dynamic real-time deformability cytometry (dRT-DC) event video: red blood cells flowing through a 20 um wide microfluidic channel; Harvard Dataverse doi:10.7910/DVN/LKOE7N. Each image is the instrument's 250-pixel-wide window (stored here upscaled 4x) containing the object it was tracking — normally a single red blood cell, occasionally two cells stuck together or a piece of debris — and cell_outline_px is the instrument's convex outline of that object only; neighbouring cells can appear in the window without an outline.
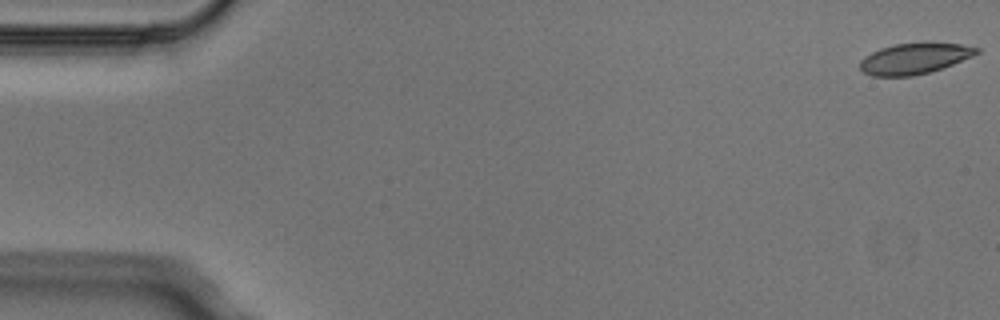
{"species": "Egyptian fruit bat (a non-hibernating species)", "species_latin": "Rousettus aegyptiacus", "temperature_condition": "cold", "stored_images_in_passage": 4, "camera_frame_rate_fps": 3000, "um_per_image_px": 0.085, "animal": {"sex": "male"}, "frame": {"image": 1, "passage_image": 1, "time_ms": 0.0, "image_size_px": [1000, 320], "cell_outline_px": [[980, 52], [972, 56], [952, 64], [928, 72], [912, 76], [872, 76], [864, 72], [860, 68], [860, 60], [864, 56], [880, 48], [896, 44], [924, 40], [960, 44], [980, 48]], "centroid_in_image_um": [77.73, 4.93], "position_along_channel_um": 7.3, "area_um2": 21.33}}
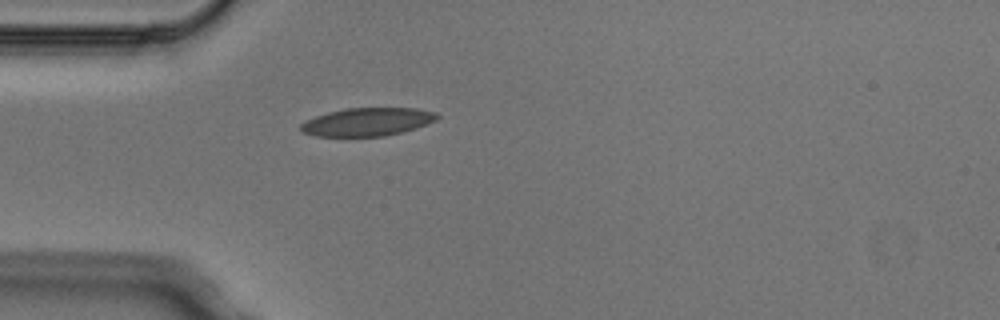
{"frame": {"image": 2, "passage_image": 4, "time_ms": 1.0, "image_size_px": [1000, 320], "cell_outline_px": [[440, 116], [436, 120], [416, 128], [384, 136], [316, 136], [304, 132], [300, 128], [300, 124], [316, 116], [328, 112], [344, 108], [416, 108], [436, 112]], "centroid_in_image_um": [31.25, 10.35], "position_along_channel_um": 53.8, "area_um2": 22.2}}